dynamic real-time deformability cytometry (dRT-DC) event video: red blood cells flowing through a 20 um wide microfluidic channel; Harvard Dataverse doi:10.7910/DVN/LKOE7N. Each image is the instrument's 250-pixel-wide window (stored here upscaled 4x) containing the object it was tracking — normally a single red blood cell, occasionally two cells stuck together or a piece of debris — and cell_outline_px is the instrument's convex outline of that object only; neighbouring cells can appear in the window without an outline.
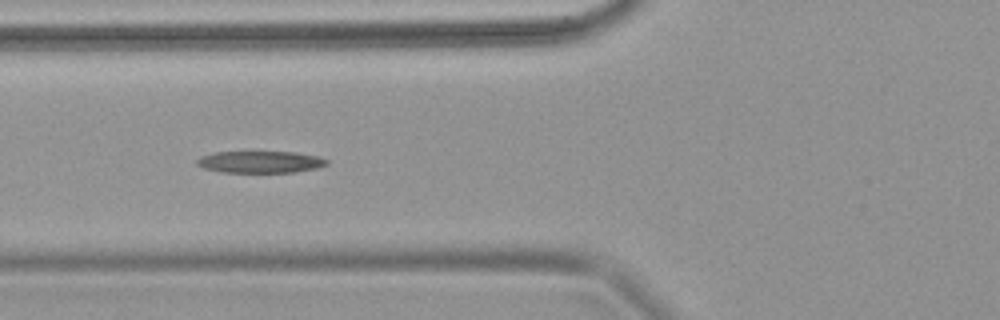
{"species": "common noctule bat (a hibernating species)", "species_latin": "Nyctalus noctula", "temperature_condition": "warm", "stored_images_in_passage": 3, "camera_frame_rate_fps": 3000, "um_per_image_px": 0.085, "animal": {"sex": "female", "body_mass_g": 18.4}, "frame": {"image": 1, "passage_image": 2, "time_ms": 0.333, "image_size_px": [1000, 320], "cell_outline_px": [[328, 164], [316, 168], [296, 172], [220, 172], [204, 168], [196, 164], [196, 160], [200, 156], [212, 152], [296, 152], [320, 156], [328, 160]], "centroid_in_image_um": [22.12, 13.76], "position_along_channel_um": 103.7, "area_um2": 16.65}}